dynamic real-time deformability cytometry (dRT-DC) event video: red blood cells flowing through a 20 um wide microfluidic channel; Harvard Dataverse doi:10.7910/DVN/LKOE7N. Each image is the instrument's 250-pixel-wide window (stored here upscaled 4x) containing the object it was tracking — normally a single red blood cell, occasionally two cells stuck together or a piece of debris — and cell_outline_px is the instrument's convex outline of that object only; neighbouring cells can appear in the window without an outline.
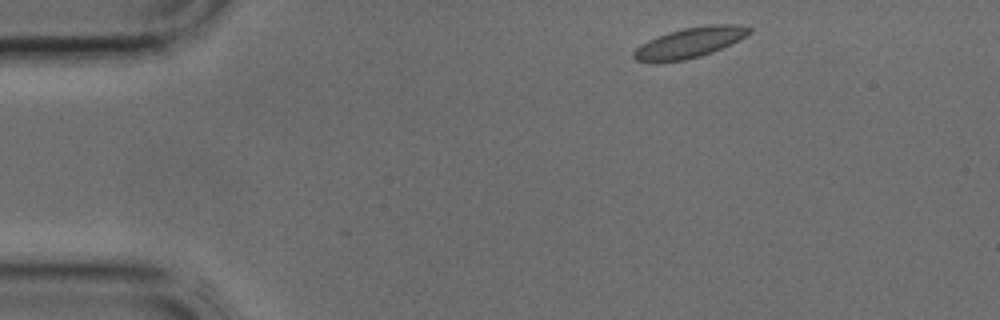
{"species": "common noctule bat (a hibernating species)", "species_latin": "Nyctalus noctula", "temperature_condition": "cold", "stored_images_in_passage": 3, "camera_frame_rate_fps": 3000, "um_per_image_px": 0.085, "animal": {"sex": "male", "body_mass_g": 17.9, "forearm_length_mm": 54.2}, "frame": {"image": 1, "passage_image": 1, "time_ms": 0.0, "image_size_px": [1000, 320], "cell_outline_px": [[752, 32], [712, 52], [700, 56], [684, 60], [652, 64], [636, 60], [632, 56], [632, 52], [640, 44], [656, 36], [668, 32], [684, 28], [712, 24], [736, 24], [752, 28]], "centroid_in_image_um": [58.53, 3.64], "position_along_channel_um": 26.5, "area_um2": 20.46}}
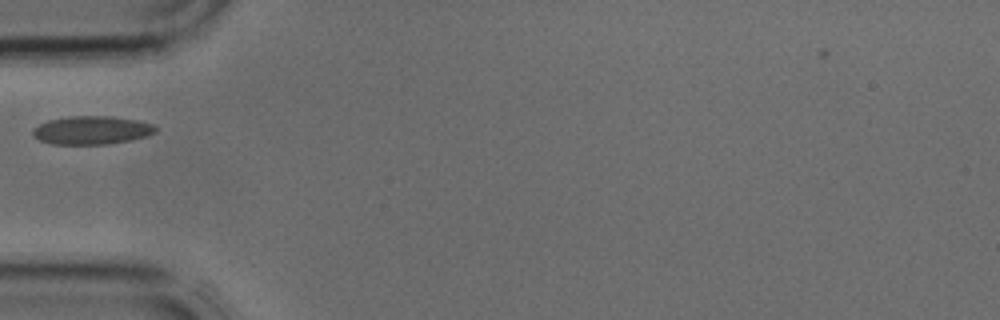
{"frame": {"image": 2, "passage_image": 3, "time_ms": 0.667, "image_size_px": [1000, 320], "cell_outline_px": [[156, 132], [148, 136], [132, 140], [108, 144], [52, 144], [40, 140], [32, 136], [32, 128], [48, 120], [72, 116], [112, 116], [136, 120], [156, 124]], "centroid_in_image_um": [7.82, 11.07], "position_along_channel_um": 77.2, "area_um2": 20.46}}